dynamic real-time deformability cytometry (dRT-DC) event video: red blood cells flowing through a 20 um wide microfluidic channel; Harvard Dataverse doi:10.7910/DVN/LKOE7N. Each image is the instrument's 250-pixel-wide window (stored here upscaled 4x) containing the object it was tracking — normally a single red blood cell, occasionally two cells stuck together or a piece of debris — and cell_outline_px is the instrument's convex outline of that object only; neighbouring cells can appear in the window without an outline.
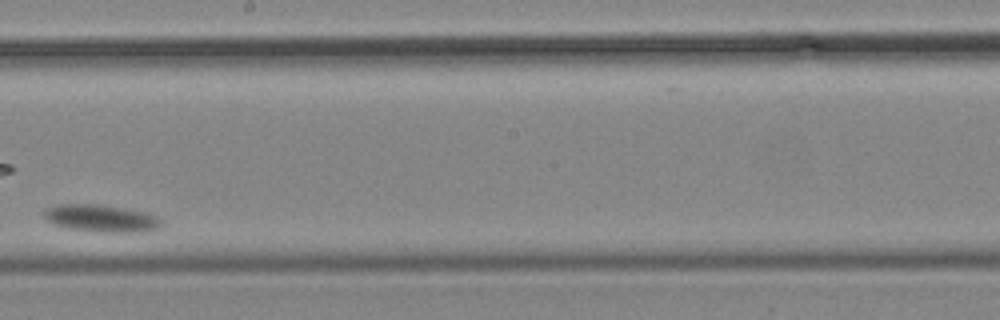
{"species": "common noctule bat (a hibernating species)", "species_latin": "Nyctalus noctula", "temperature_condition": "cold", "stored_images_in_passage": 9, "camera_frame_rate_fps": 3000, "um_per_image_px": 0.085, "animal": {"sex": "male", "body_mass_g": 19.2, "forearm_length_mm": 51.8}, "frame": {"image": 1, "passage_image": 7, "time_ms": 8.667, "image_size_px": [1000, 320], "cell_outline_px": [[160, 228], [148, 232], [96, 232], [68, 228], [52, 224], [44, 216], [44, 212], [48, 208], [60, 204], [96, 204], [144, 212], [156, 216], [160, 220]], "centroid_in_image_um": [8.6, 18.58], "position_along_channel_um": 239.6, "area_um2": 18.5}}
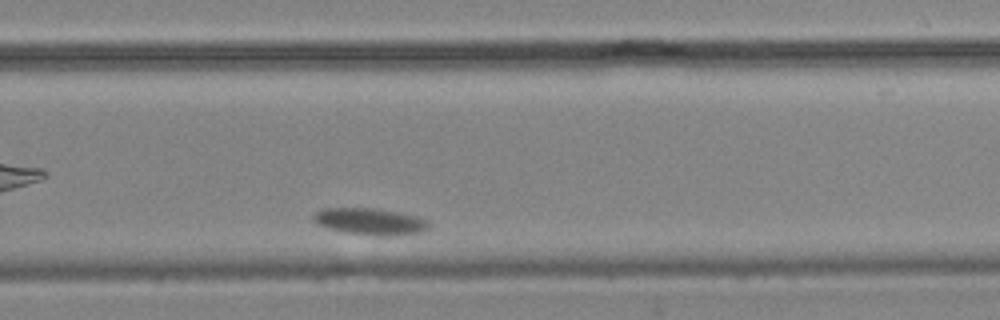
{"frame": {"image": 2, "passage_image": 9, "time_ms": 11.0, "image_size_px": [1000, 320], "cell_outline_px": [[432, 224], [428, 228], [420, 232], [380, 236], [348, 232], [328, 228], [320, 224], [312, 216], [316, 212], [324, 208], [376, 208], [416, 216], [428, 220]], "centroid_in_image_um": [31.5, 18.81], "position_along_channel_um": 298.3, "area_um2": 17.51}}